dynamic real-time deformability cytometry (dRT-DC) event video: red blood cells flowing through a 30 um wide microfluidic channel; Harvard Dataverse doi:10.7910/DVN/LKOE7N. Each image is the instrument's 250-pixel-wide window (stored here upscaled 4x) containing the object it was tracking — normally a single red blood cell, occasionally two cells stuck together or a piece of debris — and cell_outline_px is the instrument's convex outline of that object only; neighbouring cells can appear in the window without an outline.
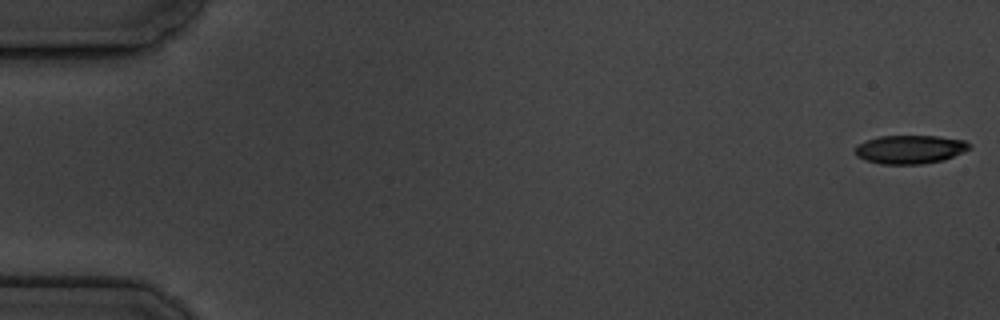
{"species": "common noctule bat (a hibernating species)", "species_latin": "Nyctalus noctula", "temperature_condition": "cold", "stored_images_in_passage": 9, "camera_frame_rate_fps": 3000, "um_per_image_px": 0.085, "animal": {"sex": "male", "body_mass_g": 19.5, "forearm_length_mm": 54.6}, "frame": {"image": 1, "passage_image": 1, "time_ms": 0.0, "image_size_px": [1000, 320], "cell_outline_px": [[972, 148], [964, 152], [944, 160], [920, 164], [880, 164], [864, 160], [856, 156], [852, 148], [856, 144], [880, 136], [940, 136], [964, 140], [972, 144]], "centroid_in_image_um": [77.34, 12.7], "position_along_channel_um": 7.7, "area_um2": 19.36}}
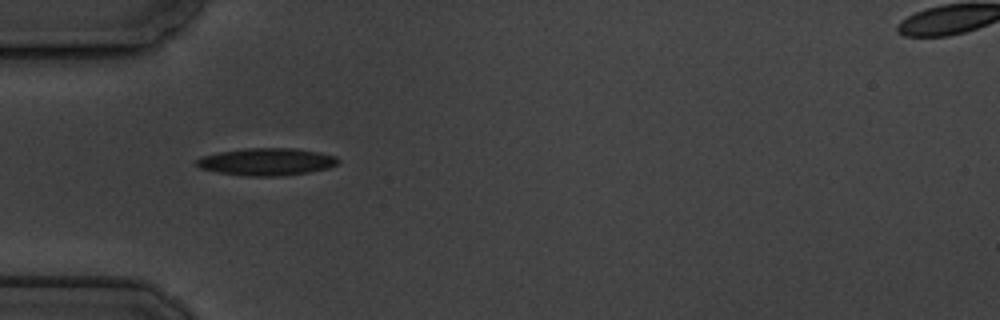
{"frame": {"image": 2, "passage_image": 6, "time_ms": 5.667, "image_size_px": [1000, 320], "cell_outline_px": [[340, 160], [336, 164], [328, 168], [308, 172], [280, 176], [248, 176], [216, 172], [200, 168], [196, 164], [196, 160], [204, 156], [220, 152], [244, 148], [296, 148], [320, 152], [336, 156]], "centroid_in_image_um": [22.68, 13.74], "position_along_channel_um": 62.3, "area_um2": 22.48}}